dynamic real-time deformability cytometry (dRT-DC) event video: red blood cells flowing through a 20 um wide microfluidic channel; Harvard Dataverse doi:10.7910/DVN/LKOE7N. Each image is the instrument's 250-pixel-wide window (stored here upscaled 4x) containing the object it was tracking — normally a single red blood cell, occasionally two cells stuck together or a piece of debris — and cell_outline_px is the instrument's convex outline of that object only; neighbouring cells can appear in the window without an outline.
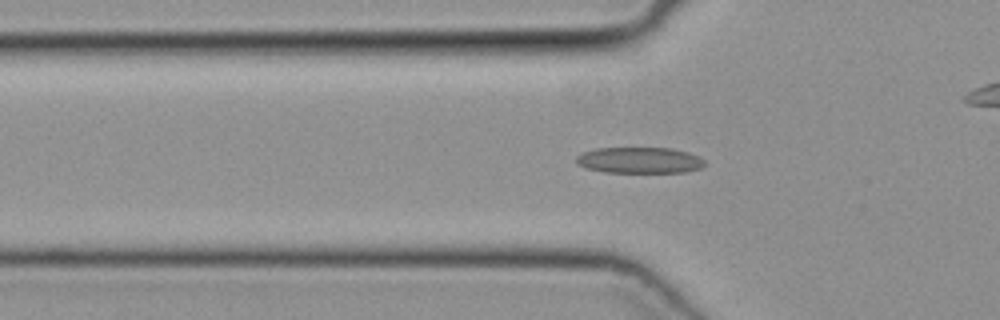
{"species": "common noctule bat (a hibernating species)", "species_latin": "Nyctalus noctula", "temperature_condition": "cold", "stored_images_in_passage": 43, "camera_frame_rate_fps": 3000, "um_per_image_px": 0.085, "animal": {"sex": "female", "body_mass_g": 19.3, "forearm_length_mm": 54.1}, "frame": {"image": 1, "passage_image": 16, "time_ms": 5.0, "image_size_px": [1000, 320], "cell_outline_px": [[704, 164], [700, 168], [684, 172], [604, 172], [584, 168], [576, 164], [576, 156], [584, 152], [596, 148], [672, 148], [688, 152], [700, 156], [704, 160]], "centroid_in_image_um": [54.34, 13.62], "position_along_channel_um": 71.5, "area_um2": 19.59}}
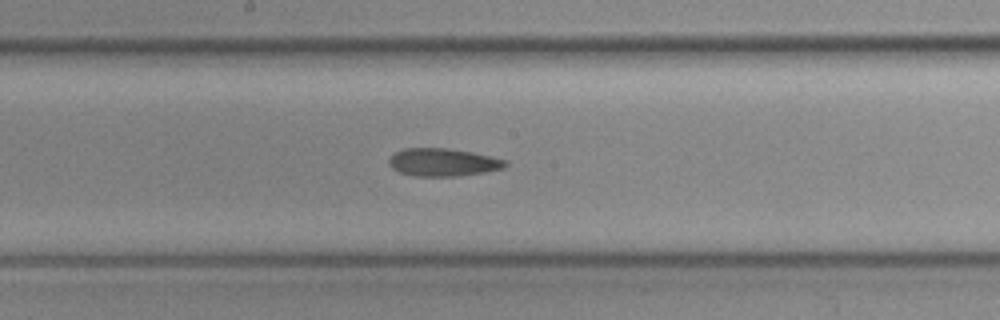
{"frame": {"image": 2, "passage_image": 26, "time_ms": 8.333, "image_size_px": [1000, 320], "cell_outline_px": [[508, 164], [504, 168], [484, 172], [460, 176], [416, 176], [400, 172], [392, 168], [388, 164], [388, 160], [396, 152], [404, 148], [448, 148], [472, 152], [508, 160]], "centroid_in_image_um": [37.68, 13.79], "position_along_channel_um": 210.5, "area_um2": 18.9}}
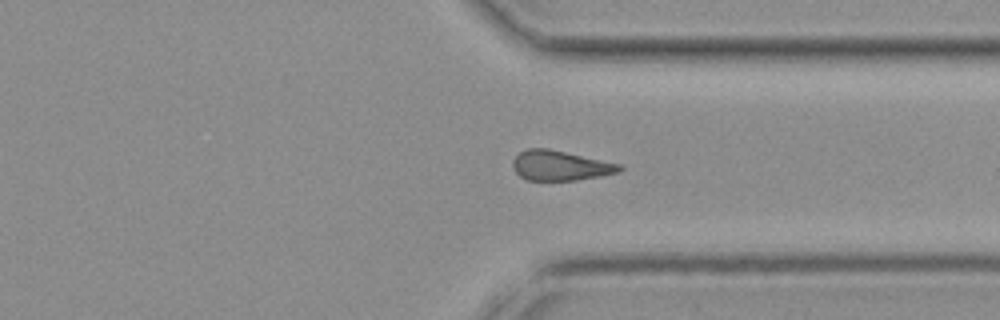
{"frame": {"image": 3, "passage_image": 37, "time_ms": 12.0, "image_size_px": [1000, 320], "cell_outline_px": [[624, 168], [620, 172], [600, 176], [576, 180], [528, 180], [520, 176], [512, 168], [512, 164], [516, 156], [520, 152], [528, 148], [548, 148], [620, 164]], "centroid_in_image_um": [47.62, 14.07], "position_along_channel_um": 363.8, "area_um2": 18.5}}